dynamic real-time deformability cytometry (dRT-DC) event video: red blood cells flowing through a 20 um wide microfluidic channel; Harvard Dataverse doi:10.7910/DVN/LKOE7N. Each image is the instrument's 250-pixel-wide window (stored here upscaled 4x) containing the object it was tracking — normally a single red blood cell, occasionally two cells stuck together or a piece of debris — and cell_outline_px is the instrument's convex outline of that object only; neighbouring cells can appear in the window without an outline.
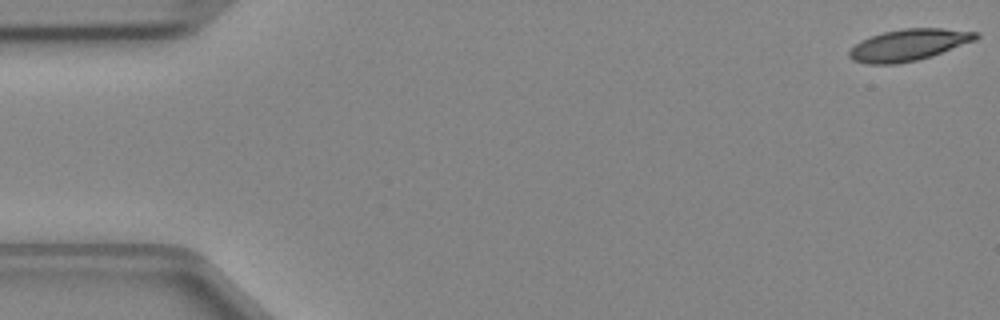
{"species": "Egyptian fruit bat (a non-hibernating species)", "species_latin": "Rousettus aegyptiacus", "temperature_condition": "cold", "stored_images_in_passage": 48, "camera_frame_rate_fps": 3000, "um_per_image_px": 0.085, "animal": {"sex": "female"}, "frame": {"image": 1, "passage_image": 1, "time_ms": 0.0, "image_size_px": [1000, 320], "cell_outline_px": [[980, 36], [976, 40], [932, 56], [916, 60], [896, 64], [868, 64], [852, 60], [848, 56], [848, 52], [860, 40], [884, 32], [904, 28], [944, 28], [980, 32]], "centroid_in_image_um": [77.26, 3.81], "position_along_channel_um": 7.7, "area_um2": 23.35}}
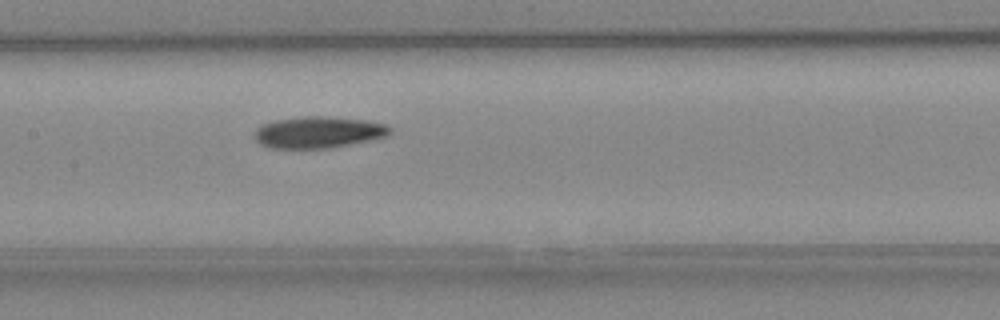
{"frame": {"image": 2, "passage_image": 23, "time_ms": 7.333, "image_size_px": [1000, 320], "cell_outline_px": [[392, 132], [384, 136], [368, 140], [328, 148], [268, 148], [260, 144], [252, 136], [256, 128], [264, 124], [276, 120], [304, 116], [324, 116], [364, 120], [384, 124], [392, 128]], "centroid_in_image_um": [27.0, 11.24], "position_along_channel_um": 180.4, "area_um2": 24.68}}
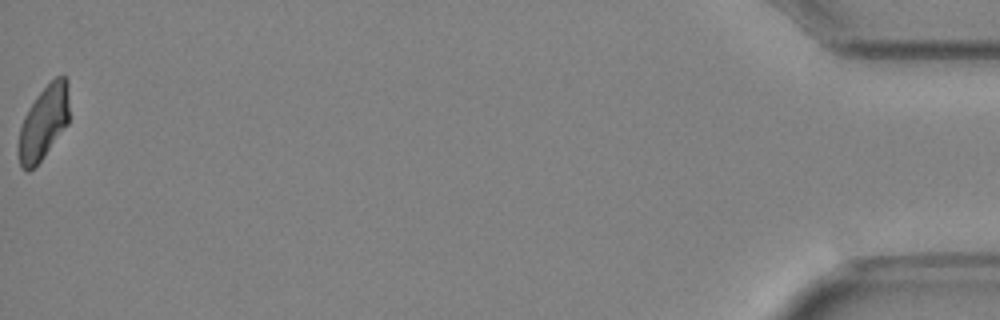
{"frame": {"image": 3, "passage_image": 48, "time_ms": 15.667, "image_size_px": [1000, 320], "cell_outline_px": [[68, 124], [44, 156], [28, 172], [20, 168], [16, 152], [16, 144], [20, 128], [24, 116], [28, 108], [36, 96], [56, 76], [64, 76], [68, 80]], "centroid_in_image_um": [3.66, 10.46], "position_along_channel_um": 431.5, "area_um2": 22.02}}